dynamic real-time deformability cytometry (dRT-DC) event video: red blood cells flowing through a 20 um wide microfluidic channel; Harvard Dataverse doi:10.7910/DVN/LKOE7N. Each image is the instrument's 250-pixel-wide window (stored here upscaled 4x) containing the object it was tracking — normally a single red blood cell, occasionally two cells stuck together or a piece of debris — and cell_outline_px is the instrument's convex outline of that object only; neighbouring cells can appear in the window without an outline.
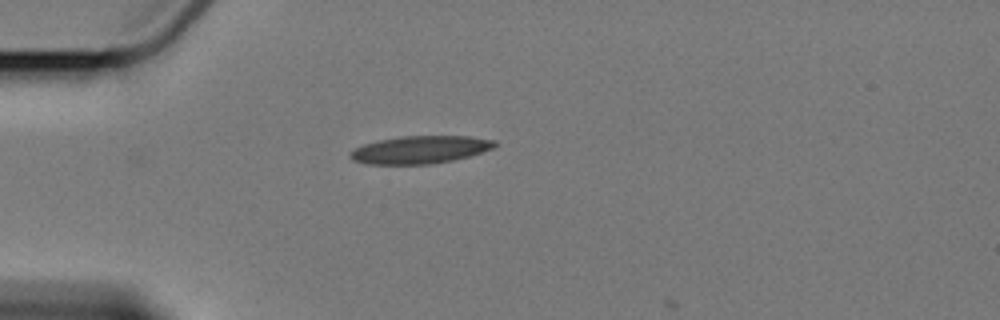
{"species": "Egyptian fruit bat (a non-hibernating species)", "species_latin": "Rousettus aegyptiacus", "temperature_condition": "cold", "stored_images_in_passage": 2, "camera_frame_rate_fps": 3000, "um_per_image_px": 0.085, "animal": {"sex": "female"}, "frame": {"image": 1, "passage_image": 1, "time_ms": 0.0, "image_size_px": [1000, 320], "cell_outline_px": [[496, 144], [492, 148], [468, 156], [452, 160], [428, 164], [364, 164], [352, 160], [348, 156], [348, 152], [364, 144], [376, 140], [400, 136], [468, 136], [496, 140]], "centroid_in_image_um": [35.64, 12.72], "position_along_channel_um": 49.4, "area_um2": 23.29}}